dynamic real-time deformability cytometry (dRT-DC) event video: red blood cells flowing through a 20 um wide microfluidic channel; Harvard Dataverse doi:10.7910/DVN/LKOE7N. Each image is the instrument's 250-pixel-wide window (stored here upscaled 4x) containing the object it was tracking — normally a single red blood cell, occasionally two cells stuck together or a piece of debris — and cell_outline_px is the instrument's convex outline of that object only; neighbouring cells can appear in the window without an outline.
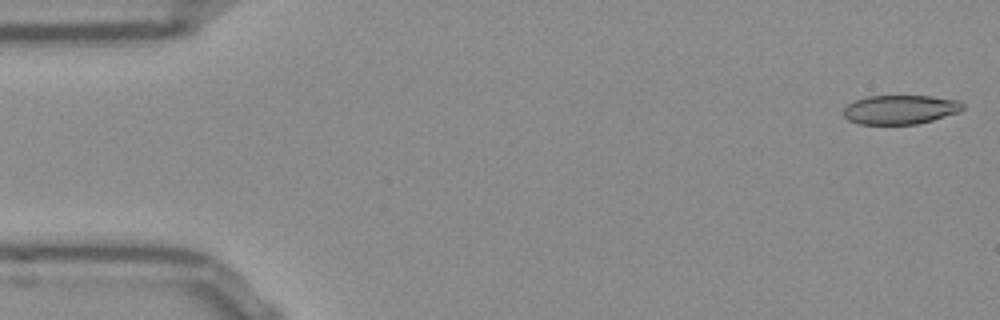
{"species": "Egyptian fruit bat (a non-hibernating species)", "species_latin": "Rousettus aegyptiacus", "temperature_condition": "room temperature", "stored_images_in_passage": 13, "camera_frame_rate_fps": 3000, "um_per_image_px": 0.085, "frame": {"image": 1, "passage_image": 1, "time_ms": 0.0, "image_size_px": [1000, 320], "cell_outline_px": [[964, 108], [960, 112], [932, 120], [916, 124], [860, 124], [848, 120], [844, 116], [844, 108], [848, 104], [856, 100], [868, 96], [932, 96], [960, 100], [964, 104]], "centroid_in_image_um": [76.56, 9.31], "position_along_channel_um": 8.4, "area_um2": 20.29}}
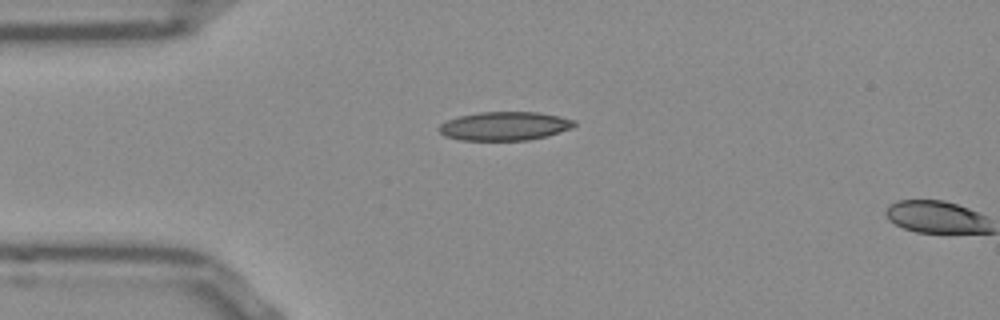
{"frame": {"image": 2, "passage_image": 12, "time_ms": 3.667, "image_size_px": [1000, 320], "cell_outline_px": [[576, 124], [572, 128], [548, 136], [528, 140], [460, 140], [444, 136], [436, 128], [440, 124], [448, 120], [460, 116], [480, 112], [536, 112], [576, 120]], "centroid_in_image_um": [42.88, 10.72], "position_along_channel_um": 42.1, "area_um2": 22.6}}